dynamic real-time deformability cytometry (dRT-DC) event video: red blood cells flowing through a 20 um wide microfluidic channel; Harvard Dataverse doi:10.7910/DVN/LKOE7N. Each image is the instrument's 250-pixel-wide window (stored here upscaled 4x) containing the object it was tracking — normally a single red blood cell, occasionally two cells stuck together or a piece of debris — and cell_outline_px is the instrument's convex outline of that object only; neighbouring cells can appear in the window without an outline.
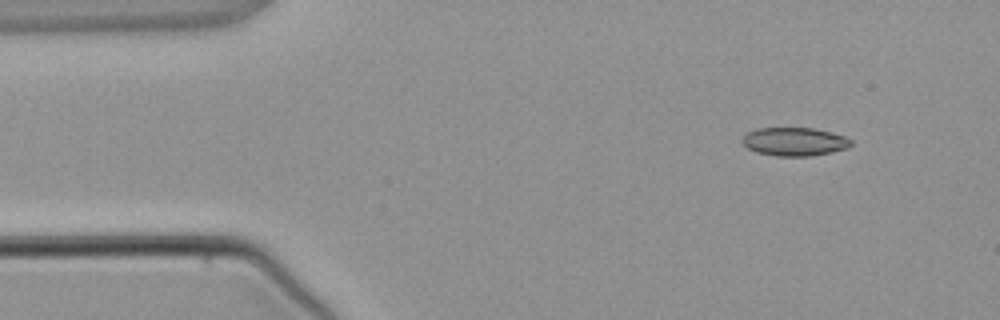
{"species": "common noctule bat (a hibernating species)", "species_latin": "Nyctalus noctula", "temperature_condition": "warm", "stored_images_in_passage": 3, "camera_frame_rate_fps": 3000, "um_per_image_px": 0.085, "animal": {"sex": "male", "body_mass_g": 21.5, "forearm_length_mm": 52.0}, "frame": {"image": 1, "passage_image": 1, "time_ms": 0.0, "image_size_px": [1000, 320], "cell_outline_px": [[852, 144], [848, 148], [832, 152], [812, 156], [776, 156], [756, 152], [748, 148], [740, 140], [748, 132], [756, 128], [812, 128], [832, 132], [844, 136], [852, 140]], "centroid_in_image_um": [67.54, 12.04], "position_along_channel_um": 17.5, "area_um2": 18.09}}
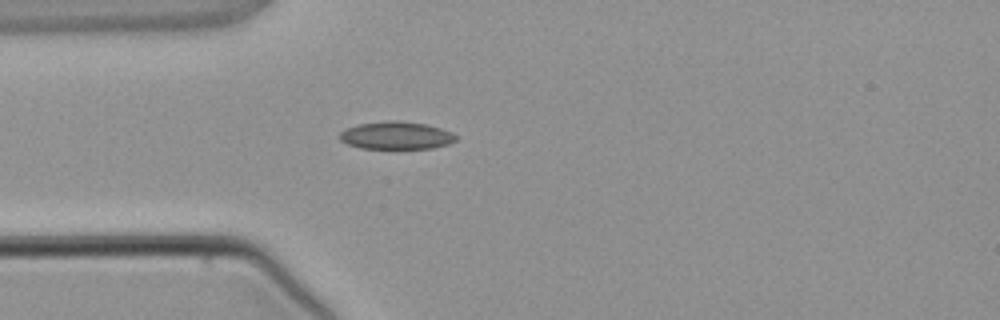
{"frame": {"image": 2, "passage_image": 3, "time_ms": 2.333, "image_size_px": [1000, 320], "cell_outline_px": [[456, 140], [448, 144], [432, 148], [360, 148], [348, 144], [340, 140], [340, 132], [356, 124], [388, 120], [400, 120], [424, 124], [440, 128], [452, 132], [456, 136]], "centroid_in_image_um": [33.67, 11.5], "position_along_channel_um": 51.3, "area_um2": 18.67}}